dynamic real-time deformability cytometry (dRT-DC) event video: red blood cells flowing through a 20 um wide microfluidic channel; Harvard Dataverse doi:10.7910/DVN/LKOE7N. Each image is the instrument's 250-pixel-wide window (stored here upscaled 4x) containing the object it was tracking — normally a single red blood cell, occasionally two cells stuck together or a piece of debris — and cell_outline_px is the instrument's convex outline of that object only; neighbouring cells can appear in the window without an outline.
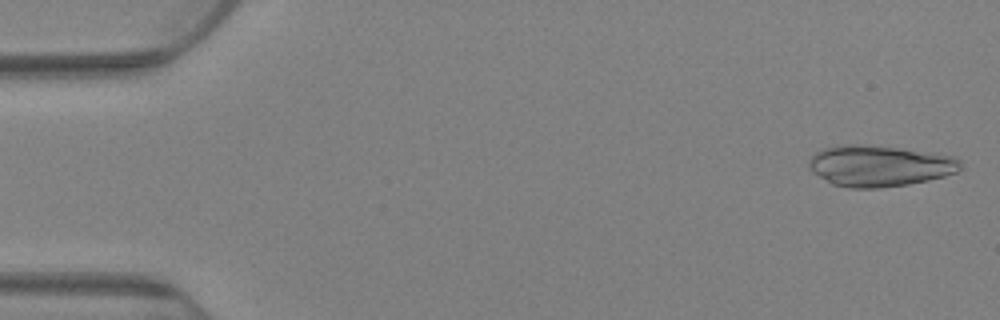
{"species": "Egyptian fruit bat (a non-hibernating species)", "species_latin": "Rousettus aegyptiacus", "temperature_condition": "warm", "stored_images_in_passage": 78, "camera_frame_rate_fps": 3000, "um_per_image_px": 0.085, "animal": {"sex": "female"}, "frame": {"image": 1, "passage_image": 2, "time_ms": 0.333, "image_size_px": [1000, 320], "cell_outline_px": [[960, 168], [956, 172], [944, 176], [928, 180], [908, 184], [880, 188], [848, 188], [832, 184], [812, 172], [808, 168], [808, 160], [820, 148], [836, 144], [856, 144], [896, 148], [956, 156], [960, 160]], "centroid_in_image_um": [74.69, 14.1], "position_along_channel_um": 10.3, "area_um2": 36.41}}
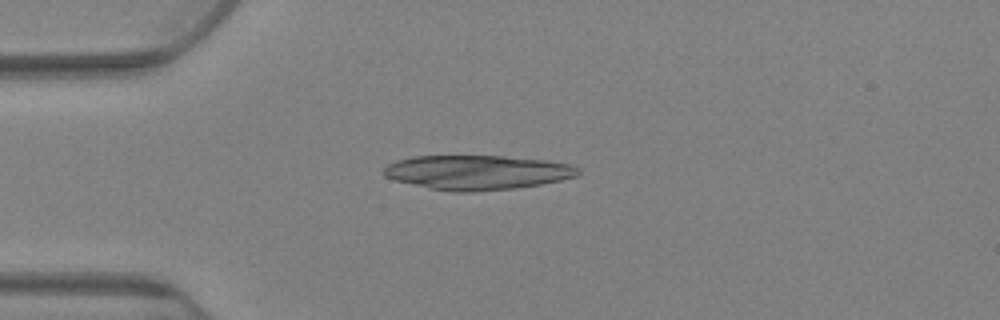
{"frame": {"image": 2, "passage_image": 20, "time_ms": 6.333, "image_size_px": [1000, 320], "cell_outline_px": [[580, 172], [576, 176], [560, 180], [540, 184], [516, 188], [476, 192], [452, 192], [428, 188], [392, 180], [384, 176], [384, 168], [388, 164], [396, 160], [412, 156], [504, 156], [544, 160], [568, 164], [580, 168]], "centroid_in_image_um": [40.51, 14.66], "position_along_channel_um": 44.5, "area_um2": 39.19}}